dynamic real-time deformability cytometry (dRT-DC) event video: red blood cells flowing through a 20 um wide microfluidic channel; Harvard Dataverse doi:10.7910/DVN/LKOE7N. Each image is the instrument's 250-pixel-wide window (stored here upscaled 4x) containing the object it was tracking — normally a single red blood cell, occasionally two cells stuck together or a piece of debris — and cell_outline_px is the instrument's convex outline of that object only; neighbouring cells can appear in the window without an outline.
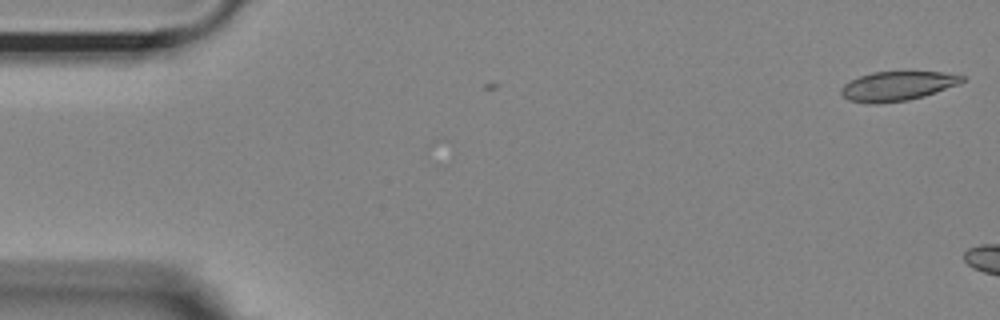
{"species": "Egyptian fruit bat (a non-hibernating species)", "species_latin": "Rousettus aegyptiacus", "temperature_condition": "room temperature", "stored_images_in_passage": 3, "camera_frame_rate_fps": 3000, "um_per_image_px": 0.085, "animal": {"sex": "female"}, "frame": {"image": 1, "passage_image": 3, "time_ms": 0.667, "image_size_px": [1000, 320], "cell_outline_px": [[964, 80], [960, 84], [924, 96], [908, 100], [876, 104], [868, 104], [848, 100], [840, 92], [840, 88], [844, 84], [860, 76], [872, 72], [944, 72], [964, 76]], "centroid_in_image_um": [76.27, 7.32], "position_along_channel_um": 8.7, "area_um2": 20.69}}